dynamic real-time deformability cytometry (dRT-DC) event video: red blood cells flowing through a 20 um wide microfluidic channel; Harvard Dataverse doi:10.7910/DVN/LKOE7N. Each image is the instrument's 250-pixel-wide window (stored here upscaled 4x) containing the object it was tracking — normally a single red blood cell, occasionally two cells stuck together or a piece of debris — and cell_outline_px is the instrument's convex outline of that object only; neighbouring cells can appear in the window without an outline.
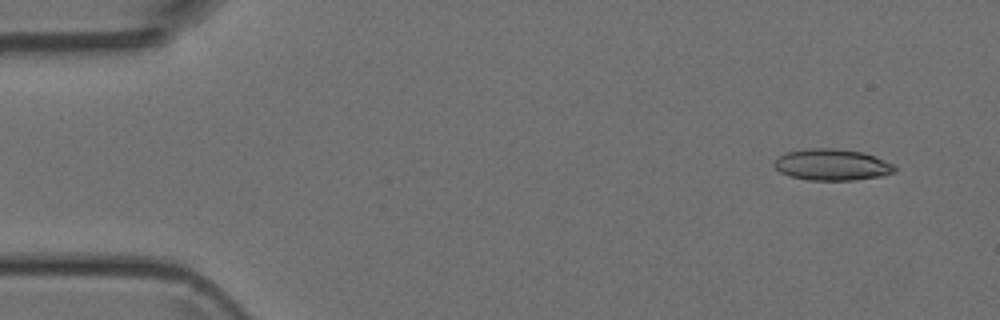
{"species": "Egyptian fruit bat (a non-hibernating species)", "species_latin": "Rousettus aegyptiacus", "temperature_condition": "room temperature", "stored_images_in_passage": 4, "camera_frame_rate_fps": 3000, "um_per_image_px": 0.085, "animal": {"sex": "female"}, "frame": {"image": 1, "passage_image": 1, "time_ms": 0.0, "image_size_px": [1000, 320], "cell_outline_px": [[896, 172], [880, 176], [852, 180], [808, 180], [788, 176], [780, 172], [772, 164], [780, 156], [788, 152], [808, 148], [836, 148], [864, 152], [896, 164]], "centroid_in_image_um": [70.75, 14.0], "position_along_channel_um": 14.2, "area_um2": 22.2}}
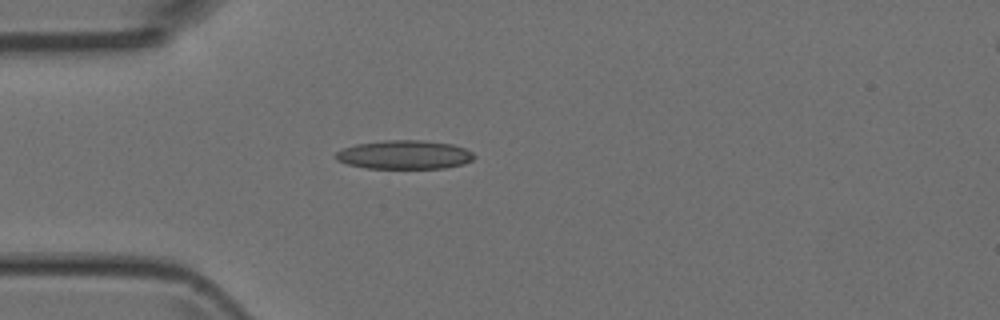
{"frame": {"image": 2, "passage_image": 4, "time_ms": 3.333, "image_size_px": [1000, 320], "cell_outline_px": [[476, 156], [472, 160], [464, 164], [444, 168], [368, 168], [348, 164], [336, 160], [336, 152], [344, 148], [356, 144], [384, 140], [424, 140], [452, 144], [464, 148], [472, 152]], "centroid_in_image_um": [34.4, 13.15], "position_along_channel_um": 50.6, "area_um2": 23.18}}